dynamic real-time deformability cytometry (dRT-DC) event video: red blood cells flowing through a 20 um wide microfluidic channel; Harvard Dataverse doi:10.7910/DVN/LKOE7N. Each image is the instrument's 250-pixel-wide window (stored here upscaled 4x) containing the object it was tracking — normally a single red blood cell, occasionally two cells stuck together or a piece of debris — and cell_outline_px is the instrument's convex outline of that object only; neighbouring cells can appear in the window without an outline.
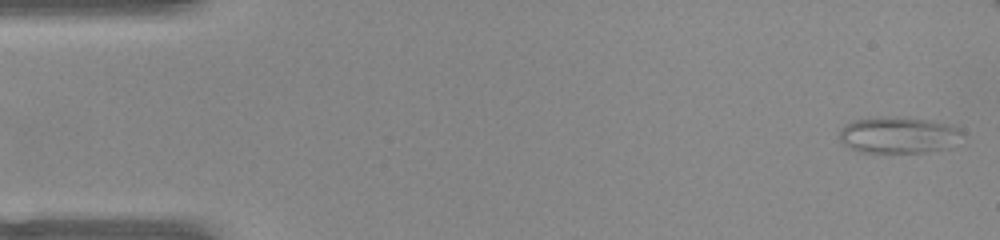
{"species": "common noctule bat (a hibernating species)", "species_latin": "Nyctalus noctula", "temperature_condition": "warm", "stored_images_in_passage": 51, "camera_frame_rate_fps": 3000, "um_per_image_px": 0.085, "animal": {"sex": "female", "body_mass_g": 22.0, "forearm_length_mm": 56.7}, "frame": {"image": 1, "passage_image": 1, "time_ms": 0.0, "image_size_px": [1000, 240], "cell_outline_px": [[964, 132], [952, 148], [924, 152], [860, 152], [844, 144], [840, 140], [840, 128], [852, 120], [868, 116], [912, 116], [932, 120], [948, 124]], "centroid_in_image_um": [76.37, 11.44], "position_along_channel_um": 8.6, "area_um2": 26.76}}
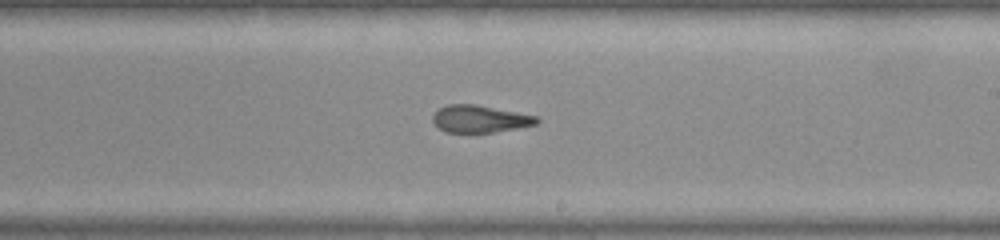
{"frame": {"image": 2, "passage_image": 29, "time_ms": 9.333, "image_size_px": [1000, 240], "cell_outline_px": [[540, 120], [536, 124], [516, 128], [492, 132], [444, 132], [432, 120], [432, 116], [440, 108], [448, 104], [476, 104], [536, 116]], "centroid_in_image_um": [40.77, 10.1], "position_along_channel_um": 248.2, "area_um2": 16.24}}
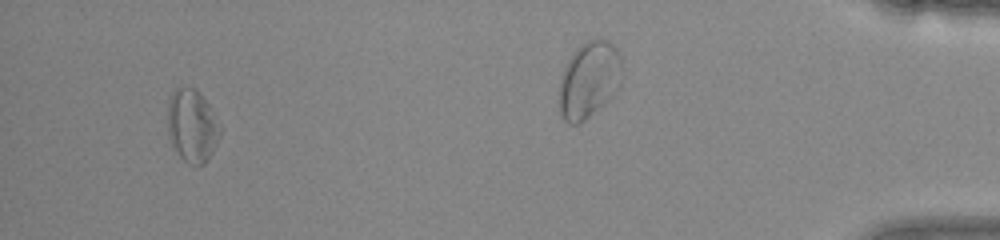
{"frame": {"image": 3, "passage_image": 48, "time_ms": 15.667, "image_size_px": [1000, 240], "cell_outline_px": [[220, 136], [212, 152], [204, 164], [196, 168], [188, 164], [172, 148], [168, 132], [168, 100], [172, 92], [176, 88], [196, 88], [200, 92], [208, 104], [220, 124]], "centroid_in_image_um": [16.32, 10.72], "position_along_channel_um": 418.9, "area_um2": 22.48}, "authors_computed_cell_mechanics": {"area_um2": 18.6694, "velocity_mm_per_s": 3.9647, "shape_relaxation_time_tau1_ms": null, "shape_relaxation_time_tau2_ms": 2.6161, "deformation_change_tau1": null, "deformation_change_tau2": 0.1162}}